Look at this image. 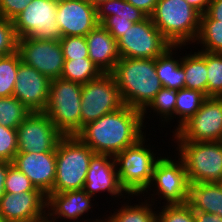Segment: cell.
I'll return each instance as SVG.
<instances>
[{
  "instance_id": "cell-1",
  "label": "cell",
  "mask_w": 222,
  "mask_h": 222,
  "mask_svg": "<svg viewBox=\"0 0 222 222\" xmlns=\"http://www.w3.org/2000/svg\"><path fill=\"white\" fill-rule=\"evenodd\" d=\"M142 111L123 105L86 124L76 136L96 154L115 157L128 146L135 144L146 133Z\"/></svg>"
},
{
  "instance_id": "cell-2",
  "label": "cell",
  "mask_w": 222,
  "mask_h": 222,
  "mask_svg": "<svg viewBox=\"0 0 222 222\" xmlns=\"http://www.w3.org/2000/svg\"><path fill=\"white\" fill-rule=\"evenodd\" d=\"M124 105L143 111L162 88L155 59L120 58L111 72Z\"/></svg>"
},
{
  "instance_id": "cell-3",
  "label": "cell",
  "mask_w": 222,
  "mask_h": 222,
  "mask_svg": "<svg viewBox=\"0 0 222 222\" xmlns=\"http://www.w3.org/2000/svg\"><path fill=\"white\" fill-rule=\"evenodd\" d=\"M146 136L114 157L120 185L129 196L137 198L149 187L155 164L161 158Z\"/></svg>"
},
{
  "instance_id": "cell-4",
  "label": "cell",
  "mask_w": 222,
  "mask_h": 222,
  "mask_svg": "<svg viewBox=\"0 0 222 222\" xmlns=\"http://www.w3.org/2000/svg\"><path fill=\"white\" fill-rule=\"evenodd\" d=\"M150 18L172 45H195L201 14L186 0H158Z\"/></svg>"
},
{
  "instance_id": "cell-5",
  "label": "cell",
  "mask_w": 222,
  "mask_h": 222,
  "mask_svg": "<svg viewBox=\"0 0 222 222\" xmlns=\"http://www.w3.org/2000/svg\"><path fill=\"white\" fill-rule=\"evenodd\" d=\"M95 154L76 135L63 136L56 147V177L51 193L83 189Z\"/></svg>"
},
{
  "instance_id": "cell-6",
  "label": "cell",
  "mask_w": 222,
  "mask_h": 222,
  "mask_svg": "<svg viewBox=\"0 0 222 222\" xmlns=\"http://www.w3.org/2000/svg\"><path fill=\"white\" fill-rule=\"evenodd\" d=\"M82 84L62 78L52 79L49 98L43 111L63 136L76 135L81 130Z\"/></svg>"
},
{
  "instance_id": "cell-7",
  "label": "cell",
  "mask_w": 222,
  "mask_h": 222,
  "mask_svg": "<svg viewBox=\"0 0 222 222\" xmlns=\"http://www.w3.org/2000/svg\"><path fill=\"white\" fill-rule=\"evenodd\" d=\"M174 141L183 160L187 179L202 183H222V141Z\"/></svg>"
},
{
  "instance_id": "cell-8",
  "label": "cell",
  "mask_w": 222,
  "mask_h": 222,
  "mask_svg": "<svg viewBox=\"0 0 222 222\" xmlns=\"http://www.w3.org/2000/svg\"><path fill=\"white\" fill-rule=\"evenodd\" d=\"M58 0H32L12 21L17 38L59 40L62 37L56 23Z\"/></svg>"
},
{
  "instance_id": "cell-9",
  "label": "cell",
  "mask_w": 222,
  "mask_h": 222,
  "mask_svg": "<svg viewBox=\"0 0 222 222\" xmlns=\"http://www.w3.org/2000/svg\"><path fill=\"white\" fill-rule=\"evenodd\" d=\"M124 105L114 76L103 73L95 80L82 85L81 129L107 113Z\"/></svg>"
},
{
  "instance_id": "cell-10",
  "label": "cell",
  "mask_w": 222,
  "mask_h": 222,
  "mask_svg": "<svg viewBox=\"0 0 222 222\" xmlns=\"http://www.w3.org/2000/svg\"><path fill=\"white\" fill-rule=\"evenodd\" d=\"M174 156L173 158L170 155H164L156 162L151 183L143 193L144 199L148 198L146 200H151L153 204H157L155 201L159 199H164V202H162L164 205L179 204L181 202L187 174L183 160L177 154H174ZM147 194L149 195L148 197H146Z\"/></svg>"
},
{
  "instance_id": "cell-11",
  "label": "cell",
  "mask_w": 222,
  "mask_h": 222,
  "mask_svg": "<svg viewBox=\"0 0 222 222\" xmlns=\"http://www.w3.org/2000/svg\"><path fill=\"white\" fill-rule=\"evenodd\" d=\"M172 44L153 24L150 16L134 23L117 40L120 58L156 59Z\"/></svg>"
},
{
  "instance_id": "cell-12",
  "label": "cell",
  "mask_w": 222,
  "mask_h": 222,
  "mask_svg": "<svg viewBox=\"0 0 222 222\" xmlns=\"http://www.w3.org/2000/svg\"><path fill=\"white\" fill-rule=\"evenodd\" d=\"M172 140L222 141V97L208 96L200 109L172 134Z\"/></svg>"
},
{
  "instance_id": "cell-13",
  "label": "cell",
  "mask_w": 222,
  "mask_h": 222,
  "mask_svg": "<svg viewBox=\"0 0 222 222\" xmlns=\"http://www.w3.org/2000/svg\"><path fill=\"white\" fill-rule=\"evenodd\" d=\"M18 153L56 152L63 135L44 112H31L16 128Z\"/></svg>"
},
{
  "instance_id": "cell-14",
  "label": "cell",
  "mask_w": 222,
  "mask_h": 222,
  "mask_svg": "<svg viewBox=\"0 0 222 222\" xmlns=\"http://www.w3.org/2000/svg\"><path fill=\"white\" fill-rule=\"evenodd\" d=\"M17 51L22 62L35 68L50 80L61 77L65 59L59 40L19 38Z\"/></svg>"
},
{
  "instance_id": "cell-15",
  "label": "cell",
  "mask_w": 222,
  "mask_h": 222,
  "mask_svg": "<svg viewBox=\"0 0 222 222\" xmlns=\"http://www.w3.org/2000/svg\"><path fill=\"white\" fill-rule=\"evenodd\" d=\"M83 190L94 198L106 192L114 201L121 198L126 200L129 196L120 185L115 158L102 154L92 157Z\"/></svg>"
},
{
  "instance_id": "cell-16",
  "label": "cell",
  "mask_w": 222,
  "mask_h": 222,
  "mask_svg": "<svg viewBox=\"0 0 222 222\" xmlns=\"http://www.w3.org/2000/svg\"><path fill=\"white\" fill-rule=\"evenodd\" d=\"M56 23L62 37H85L99 24L96 8L87 0H58Z\"/></svg>"
},
{
  "instance_id": "cell-17",
  "label": "cell",
  "mask_w": 222,
  "mask_h": 222,
  "mask_svg": "<svg viewBox=\"0 0 222 222\" xmlns=\"http://www.w3.org/2000/svg\"><path fill=\"white\" fill-rule=\"evenodd\" d=\"M51 80L20 61L13 96L31 112H43L49 98Z\"/></svg>"
},
{
  "instance_id": "cell-18",
  "label": "cell",
  "mask_w": 222,
  "mask_h": 222,
  "mask_svg": "<svg viewBox=\"0 0 222 222\" xmlns=\"http://www.w3.org/2000/svg\"><path fill=\"white\" fill-rule=\"evenodd\" d=\"M12 164L44 195L48 196L51 193L56 177V152L17 153Z\"/></svg>"
},
{
  "instance_id": "cell-19",
  "label": "cell",
  "mask_w": 222,
  "mask_h": 222,
  "mask_svg": "<svg viewBox=\"0 0 222 222\" xmlns=\"http://www.w3.org/2000/svg\"><path fill=\"white\" fill-rule=\"evenodd\" d=\"M47 196L41 191L5 193L0 200L3 222H30L46 213Z\"/></svg>"
},
{
  "instance_id": "cell-20",
  "label": "cell",
  "mask_w": 222,
  "mask_h": 222,
  "mask_svg": "<svg viewBox=\"0 0 222 222\" xmlns=\"http://www.w3.org/2000/svg\"><path fill=\"white\" fill-rule=\"evenodd\" d=\"M94 200L95 198L89 196L83 189L50 193L47 196L46 212L56 220L65 219L63 221L65 222L67 219V222L72 220V222H78L79 218L85 219L83 217L86 213L89 215V211L93 213L92 208L94 210L93 206L97 204L96 200L95 203H92Z\"/></svg>"
},
{
  "instance_id": "cell-21",
  "label": "cell",
  "mask_w": 222,
  "mask_h": 222,
  "mask_svg": "<svg viewBox=\"0 0 222 222\" xmlns=\"http://www.w3.org/2000/svg\"><path fill=\"white\" fill-rule=\"evenodd\" d=\"M194 212H208L222 217V183H202L187 179L179 203Z\"/></svg>"
},
{
  "instance_id": "cell-22",
  "label": "cell",
  "mask_w": 222,
  "mask_h": 222,
  "mask_svg": "<svg viewBox=\"0 0 222 222\" xmlns=\"http://www.w3.org/2000/svg\"><path fill=\"white\" fill-rule=\"evenodd\" d=\"M89 59L103 73H111L120 56L117 40L101 24H98L86 36Z\"/></svg>"
},
{
  "instance_id": "cell-23",
  "label": "cell",
  "mask_w": 222,
  "mask_h": 222,
  "mask_svg": "<svg viewBox=\"0 0 222 222\" xmlns=\"http://www.w3.org/2000/svg\"><path fill=\"white\" fill-rule=\"evenodd\" d=\"M183 47L186 45H172L155 59V69L162 87L175 90L184 88L185 73L181 66L182 56L176 54L179 53L176 51L182 50Z\"/></svg>"
},
{
  "instance_id": "cell-24",
  "label": "cell",
  "mask_w": 222,
  "mask_h": 222,
  "mask_svg": "<svg viewBox=\"0 0 222 222\" xmlns=\"http://www.w3.org/2000/svg\"><path fill=\"white\" fill-rule=\"evenodd\" d=\"M183 55L181 66L185 73L184 88L198 90L207 95V51L191 50Z\"/></svg>"
},
{
  "instance_id": "cell-25",
  "label": "cell",
  "mask_w": 222,
  "mask_h": 222,
  "mask_svg": "<svg viewBox=\"0 0 222 222\" xmlns=\"http://www.w3.org/2000/svg\"><path fill=\"white\" fill-rule=\"evenodd\" d=\"M132 197V199L130 198ZM137 201V203H134L131 205V201L134 199V196H128V200L122 199V201H119L122 204L118 209L111 210L113 213L109 212L108 217L110 219V222H156V213L155 211L156 206L151 201L145 200L143 201L142 196ZM140 200L142 202H140ZM128 201V202H127ZM130 203V204H129ZM155 205V206H153ZM154 208V209H153Z\"/></svg>"
},
{
  "instance_id": "cell-26",
  "label": "cell",
  "mask_w": 222,
  "mask_h": 222,
  "mask_svg": "<svg viewBox=\"0 0 222 222\" xmlns=\"http://www.w3.org/2000/svg\"><path fill=\"white\" fill-rule=\"evenodd\" d=\"M207 97L206 94L198 90L187 88L177 90L175 104V119H177L175 125L177 126L175 130H170V133H175L186 121H188L200 109Z\"/></svg>"
},
{
  "instance_id": "cell-27",
  "label": "cell",
  "mask_w": 222,
  "mask_h": 222,
  "mask_svg": "<svg viewBox=\"0 0 222 222\" xmlns=\"http://www.w3.org/2000/svg\"><path fill=\"white\" fill-rule=\"evenodd\" d=\"M176 96L177 90L162 87L150 104L142 111L143 123L146 121V118L151 117L147 116L148 112L150 113L148 115H151V112H153V115L157 116V119L159 118V121L161 124L163 123V126L168 122V124H171L170 122L172 120L174 122Z\"/></svg>"
},
{
  "instance_id": "cell-28",
  "label": "cell",
  "mask_w": 222,
  "mask_h": 222,
  "mask_svg": "<svg viewBox=\"0 0 222 222\" xmlns=\"http://www.w3.org/2000/svg\"><path fill=\"white\" fill-rule=\"evenodd\" d=\"M200 50L222 53V22L211 19L206 13L201 15L200 28L195 40Z\"/></svg>"
},
{
  "instance_id": "cell-29",
  "label": "cell",
  "mask_w": 222,
  "mask_h": 222,
  "mask_svg": "<svg viewBox=\"0 0 222 222\" xmlns=\"http://www.w3.org/2000/svg\"><path fill=\"white\" fill-rule=\"evenodd\" d=\"M97 21L101 24L107 17L118 15L130 22L138 23L148 17L141 9L126 0H109L96 8Z\"/></svg>"
},
{
  "instance_id": "cell-30",
  "label": "cell",
  "mask_w": 222,
  "mask_h": 222,
  "mask_svg": "<svg viewBox=\"0 0 222 222\" xmlns=\"http://www.w3.org/2000/svg\"><path fill=\"white\" fill-rule=\"evenodd\" d=\"M102 74L103 72L89 58H81L65 60L60 78L83 85Z\"/></svg>"
},
{
  "instance_id": "cell-31",
  "label": "cell",
  "mask_w": 222,
  "mask_h": 222,
  "mask_svg": "<svg viewBox=\"0 0 222 222\" xmlns=\"http://www.w3.org/2000/svg\"><path fill=\"white\" fill-rule=\"evenodd\" d=\"M30 113L16 97H0V125L16 129Z\"/></svg>"
},
{
  "instance_id": "cell-32",
  "label": "cell",
  "mask_w": 222,
  "mask_h": 222,
  "mask_svg": "<svg viewBox=\"0 0 222 222\" xmlns=\"http://www.w3.org/2000/svg\"><path fill=\"white\" fill-rule=\"evenodd\" d=\"M20 61L18 51L0 57V97L13 96Z\"/></svg>"
},
{
  "instance_id": "cell-33",
  "label": "cell",
  "mask_w": 222,
  "mask_h": 222,
  "mask_svg": "<svg viewBox=\"0 0 222 222\" xmlns=\"http://www.w3.org/2000/svg\"><path fill=\"white\" fill-rule=\"evenodd\" d=\"M207 96L222 97V53L207 52Z\"/></svg>"
},
{
  "instance_id": "cell-34",
  "label": "cell",
  "mask_w": 222,
  "mask_h": 222,
  "mask_svg": "<svg viewBox=\"0 0 222 222\" xmlns=\"http://www.w3.org/2000/svg\"><path fill=\"white\" fill-rule=\"evenodd\" d=\"M40 191L26 175L12 163L8 162V171L5 181V193L19 194L21 192Z\"/></svg>"
},
{
  "instance_id": "cell-35",
  "label": "cell",
  "mask_w": 222,
  "mask_h": 222,
  "mask_svg": "<svg viewBox=\"0 0 222 222\" xmlns=\"http://www.w3.org/2000/svg\"><path fill=\"white\" fill-rule=\"evenodd\" d=\"M156 222H195L194 211L179 204L157 207ZM163 208V209H162Z\"/></svg>"
},
{
  "instance_id": "cell-36",
  "label": "cell",
  "mask_w": 222,
  "mask_h": 222,
  "mask_svg": "<svg viewBox=\"0 0 222 222\" xmlns=\"http://www.w3.org/2000/svg\"><path fill=\"white\" fill-rule=\"evenodd\" d=\"M59 42L65 60L89 58L88 44L83 36L61 37Z\"/></svg>"
},
{
  "instance_id": "cell-37",
  "label": "cell",
  "mask_w": 222,
  "mask_h": 222,
  "mask_svg": "<svg viewBox=\"0 0 222 222\" xmlns=\"http://www.w3.org/2000/svg\"><path fill=\"white\" fill-rule=\"evenodd\" d=\"M17 153V130L0 125V161L12 163Z\"/></svg>"
},
{
  "instance_id": "cell-38",
  "label": "cell",
  "mask_w": 222,
  "mask_h": 222,
  "mask_svg": "<svg viewBox=\"0 0 222 222\" xmlns=\"http://www.w3.org/2000/svg\"><path fill=\"white\" fill-rule=\"evenodd\" d=\"M18 38L12 20L0 17V57L17 51Z\"/></svg>"
},
{
  "instance_id": "cell-39",
  "label": "cell",
  "mask_w": 222,
  "mask_h": 222,
  "mask_svg": "<svg viewBox=\"0 0 222 222\" xmlns=\"http://www.w3.org/2000/svg\"><path fill=\"white\" fill-rule=\"evenodd\" d=\"M134 24L127 19H123L118 15L107 17L101 25L109 31V33L118 40L123 36L124 32Z\"/></svg>"
},
{
  "instance_id": "cell-40",
  "label": "cell",
  "mask_w": 222,
  "mask_h": 222,
  "mask_svg": "<svg viewBox=\"0 0 222 222\" xmlns=\"http://www.w3.org/2000/svg\"><path fill=\"white\" fill-rule=\"evenodd\" d=\"M32 0H0V17L13 20Z\"/></svg>"
},
{
  "instance_id": "cell-41",
  "label": "cell",
  "mask_w": 222,
  "mask_h": 222,
  "mask_svg": "<svg viewBox=\"0 0 222 222\" xmlns=\"http://www.w3.org/2000/svg\"><path fill=\"white\" fill-rule=\"evenodd\" d=\"M136 8L141 9L144 13L150 16L157 4L158 0H126Z\"/></svg>"
},
{
  "instance_id": "cell-42",
  "label": "cell",
  "mask_w": 222,
  "mask_h": 222,
  "mask_svg": "<svg viewBox=\"0 0 222 222\" xmlns=\"http://www.w3.org/2000/svg\"><path fill=\"white\" fill-rule=\"evenodd\" d=\"M205 13L211 19L222 22V0H211Z\"/></svg>"
},
{
  "instance_id": "cell-43",
  "label": "cell",
  "mask_w": 222,
  "mask_h": 222,
  "mask_svg": "<svg viewBox=\"0 0 222 222\" xmlns=\"http://www.w3.org/2000/svg\"><path fill=\"white\" fill-rule=\"evenodd\" d=\"M195 222H222V217L208 212H194Z\"/></svg>"
},
{
  "instance_id": "cell-44",
  "label": "cell",
  "mask_w": 222,
  "mask_h": 222,
  "mask_svg": "<svg viewBox=\"0 0 222 222\" xmlns=\"http://www.w3.org/2000/svg\"><path fill=\"white\" fill-rule=\"evenodd\" d=\"M8 171V162L0 161V200L5 194V181Z\"/></svg>"
},
{
  "instance_id": "cell-45",
  "label": "cell",
  "mask_w": 222,
  "mask_h": 222,
  "mask_svg": "<svg viewBox=\"0 0 222 222\" xmlns=\"http://www.w3.org/2000/svg\"><path fill=\"white\" fill-rule=\"evenodd\" d=\"M186 1L201 15L207 11L208 6L210 5L211 2V0H186Z\"/></svg>"
},
{
  "instance_id": "cell-46",
  "label": "cell",
  "mask_w": 222,
  "mask_h": 222,
  "mask_svg": "<svg viewBox=\"0 0 222 222\" xmlns=\"http://www.w3.org/2000/svg\"><path fill=\"white\" fill-rule=\"evenodd\" d=\"M59 220H56V219H54V218H52L47 212L43 215V216H41V217H39V218H37V219H34V220H32V221H30V222H58ZM63 220H61L60 222H62Z\"/></svg>"
},
{
  "instance_id": "cell-47",
  "label": "cell",
  "mask_w": 222,
  "mask_h": 222,
  "mask_svg": "<svg viewBox=\"0 0 222 222\" xmlns=\"http://www.w3.org/2000/svg\"><path fill=\"white\" fill-rule=\"evenodd\" d=\"M107 216V217H106ZM105 217V218H104ZM104 218V219H103ZM102 219V220H101ZM87 220H89V221H87ZM85 219L84 221H79V222H110V219H109V217H108V214H106V215H104L102 218H100V219H98V218H96V219H93V221H92V219L91 218H89V219Z\"/></svg>"
},
{
  "instance_id": "cell-48",
  "label": "cell",
  "mask_w": 222,
  "mask_h": 222,
  "mask_svg": "<svg viewBox=\"0 0 222 222\" xmlns=\"http://www.w3.org/2000/svg\"><path fill=\"white\" fill-rule=\"evenodd\" d=\"M93 7L97 8L102 3L109 1V0H87Z\"/></svg>"
}]
</instances>
